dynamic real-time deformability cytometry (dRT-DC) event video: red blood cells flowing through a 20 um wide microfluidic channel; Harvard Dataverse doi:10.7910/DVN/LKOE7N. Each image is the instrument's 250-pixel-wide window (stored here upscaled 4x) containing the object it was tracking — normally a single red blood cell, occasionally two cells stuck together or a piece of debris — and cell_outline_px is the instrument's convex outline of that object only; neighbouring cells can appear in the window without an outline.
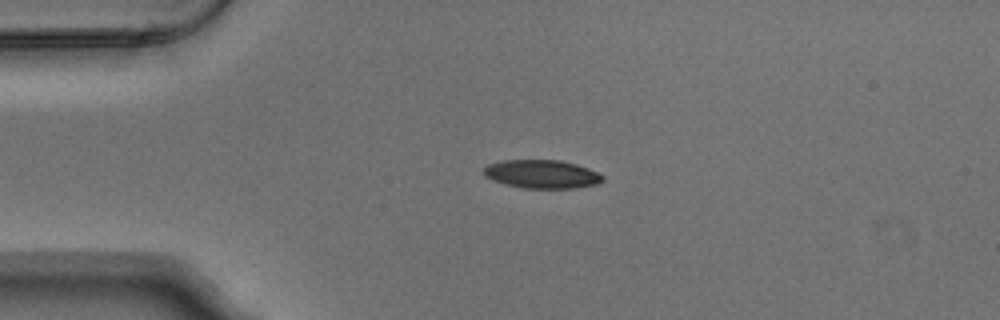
{"species": "Egyptian fruit bat (a non-hibernating species)", "species_latin": "Rousettus aegyptiacus", "temperature_condition": "warm", "stored_images_in_passage": 4, "camera_frame_rate_fps": 3000, "um_per_image_px": 0.085, "animal": {"sex": "male"}, "frame": {"image": 1, "passage_image": 2, "time_ms": 0.333, "image_size_px": [1000, 320], "cell_outline_px": [[604, 180], [596, 184], [576, 188], [524, 188], [504, 184], [492, 180], [484, 176], [480, 172], [488, 164], [504, 160], [560, 160], [576, 164], [588, 168], [604, 176]], "centroid_in_image_um": [46.02, 14.8], "position_along_channel_um": 39.0, "area_um2": 19.83}}
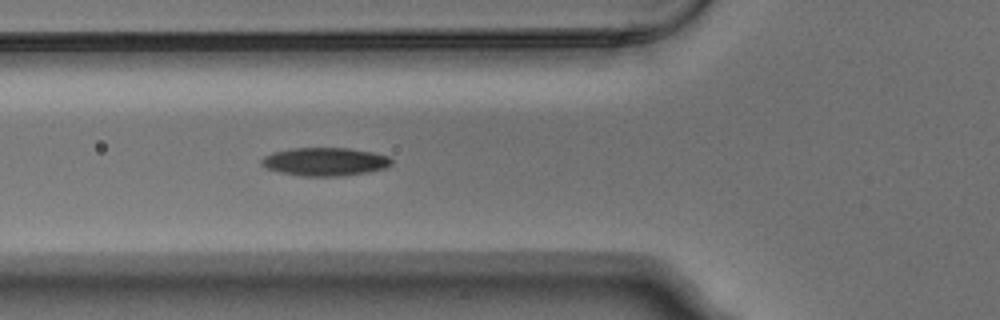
{"frame": {"image": 2, "passage_image": 4, "time_ms": 1.0, "image_size_px": [1000, 320], "cell_outline_px": [[392, 164], [388, 168], [368, 172], [340, 176], [300, 176], [280, 172], [268, 168], [260, 164], [260, 160], [264, 156], [272, 152], [288, 148], [348, 148], [372, 152], [388, 156], [392, 160]], "centroid_in_image_um": [27.62, 13.74], "position_along_channel_um": 98.2, "area_um2": 21.56}}